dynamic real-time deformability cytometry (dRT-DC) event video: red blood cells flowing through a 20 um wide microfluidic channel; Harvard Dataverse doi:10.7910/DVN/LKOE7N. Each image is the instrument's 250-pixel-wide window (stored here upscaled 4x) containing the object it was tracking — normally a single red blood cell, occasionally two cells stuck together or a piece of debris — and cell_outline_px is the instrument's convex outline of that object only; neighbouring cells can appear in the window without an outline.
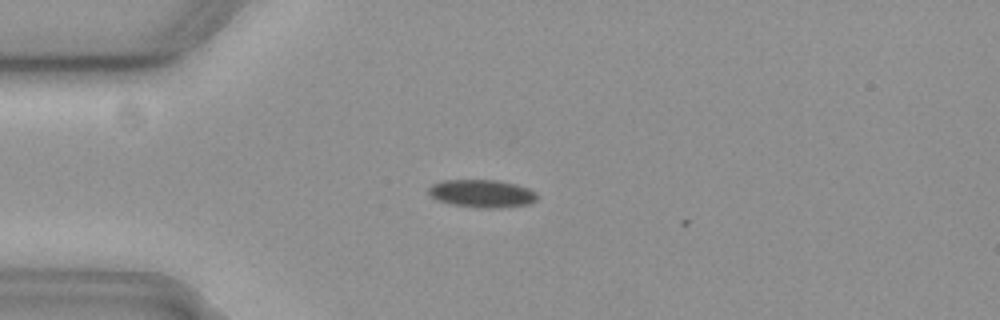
{"species": "common noctule bat (a hibernating species)", "species_latin": "Nyctalus noctula", "temperature_condition": "cold", "stored_images_in_passage": 5, "camera_frame_rate_fps": 3000, "um_per_image_px": 0.085, "animal": {"sex": "female", "body_mass_g": 19.3, "forearm_length_mm": 54.1}, "frame": {"image": 1, "passage_image": 2, "time_ms": 0.333, "image_size_px": [1000, 320], "cell_outline_px": [[536, 200], [528, 204], [500, 208], [476, 208], [452, 204], [436, 200], [428, 192], [428, 188], [432, 184], [440, 180], [496, 180], [516, 184], [528, 188], [536, 192]], "centroid_in_image_um": [40.94, 16.45], "position_along_channel_um": 44.1, "area_um2": 17.69}}